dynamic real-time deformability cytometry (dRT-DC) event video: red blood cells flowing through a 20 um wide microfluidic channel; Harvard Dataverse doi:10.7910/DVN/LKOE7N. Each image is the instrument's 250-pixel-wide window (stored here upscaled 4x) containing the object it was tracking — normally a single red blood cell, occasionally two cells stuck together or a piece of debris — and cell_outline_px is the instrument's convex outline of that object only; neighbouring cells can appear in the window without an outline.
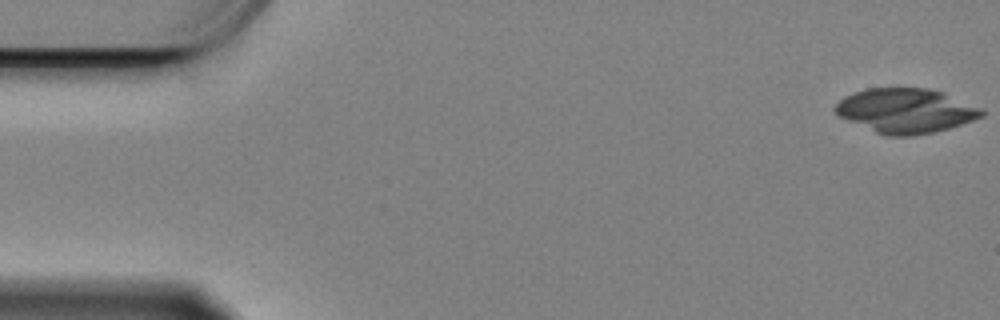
{"species": "Egyptian fruit bat (a non-hibernating species)", "species_latin": "Rousettus aegyptiacus", "temperature_condition": "cold", "stored_images_in_passage": 12, "camera_frame_rate_fps": 3000, "um_per_image_px": 0.085, "animal": {"sex": "female"}, "frame": {"image": 1, "passage_image": 1, "time_ms": 0.0, "image_size_px": [1000, 320], "cell_outline_px": [[984, 116], [948, 128], [932, 132], [912, 136], [888, 136], [876, 132], [848, 120], [840, 116], [832, 108], [844, 96], [868, 88], [928, 88], [940, 92], [980, 108], [984, 112]], "centroid_in_image_um": [76.95, 9.41], "position_along_channel_um": 8.0, "area_um2": 37.28}}